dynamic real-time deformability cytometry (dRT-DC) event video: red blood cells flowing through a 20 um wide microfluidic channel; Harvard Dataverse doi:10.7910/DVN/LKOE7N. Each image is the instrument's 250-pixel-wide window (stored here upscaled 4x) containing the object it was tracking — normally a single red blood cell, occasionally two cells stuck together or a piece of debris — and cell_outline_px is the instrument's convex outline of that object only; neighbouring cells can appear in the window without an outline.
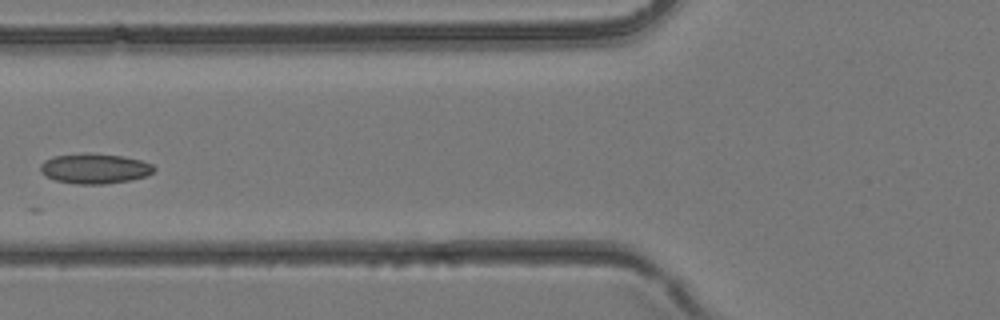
{"species": "common noctule bat (a hibernating species)", "species_latin": "Nyctalus noctula", "temperature_condition": "room temperature", "stored_images_in_passage": 4, "camera_frame_rate_fps": 3000, "um_per_image_px": 0.085, "animal": {"sex": "female", "body_mass_g": 24.6, "forearm_length_mm": 56.2}, "frame": {"image": 1, "passage_image": 4, "time_ms": 1.0, "image_size_px": [1000, 320], "cell_outline_px": [[156, 168], [148, 176], [132, 180], [104, 184], [76, 184], [56, 180], [40, 172], [40, 164], [44, 160], [52, 156], [124, 156], [140, 160], [152, 164]], "centroid_in_image_um": [8.09, 14.38], "position_along_channel_um": 117.7, "area_um2": 19.13}}